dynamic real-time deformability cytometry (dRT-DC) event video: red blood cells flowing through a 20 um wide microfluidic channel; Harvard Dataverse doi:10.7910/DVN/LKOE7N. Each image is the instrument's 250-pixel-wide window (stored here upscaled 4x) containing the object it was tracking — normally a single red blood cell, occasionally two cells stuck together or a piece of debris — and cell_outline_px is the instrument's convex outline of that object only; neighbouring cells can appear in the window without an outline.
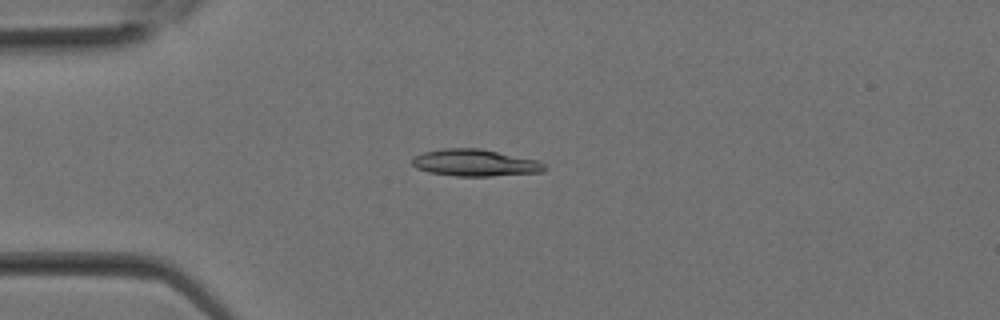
{"species": "Egyptian fruit bat (a non-hibernating species)", "species_latin": "Rousettus aegyptiacus", "temperature_condition": "room temperature", "stored_images_in_passage": 8, "camera_frame_rate_fps": 3000, "um_per_image_px": 0.085, "animal": {"sex": "female"}, "frame": {"image": 1, "passage_image": 5, "time_ms": 1.333, "image_size_px": [1000, 320], "cell_outline_px": [[548, 168], [544, 172], [492, 176], [456, 176], [428, 172], [416, 168], [412, 164], [412, 160], [416, 156], [424, 152], [444, 148], [480, 148], [536, 160], [544, 164]], "centroid_in_image_um": [40.39, 13.84], "position_along_channel_um": 44.6, "area_um2": 20.69}}
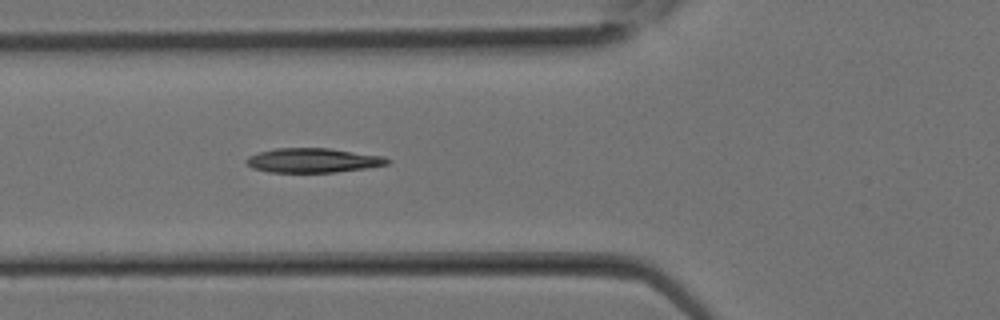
{"frame": {"image": 2, "passage_image": 8, "time_ms": 2.333, "image_size_px": [1000, 320], "cell_outline_px": [[392, 160], [388, 164], [364, 168], [336, 172], [268, 172], [252, 168], [244, 160], [248, 156], [260, 152], [276, 148], [328, 148], [384, 156]], "centroid_in_image_um": [26.6, 13.63], "position_along_channel_um": 99.2, "area_um2": 20.0}}